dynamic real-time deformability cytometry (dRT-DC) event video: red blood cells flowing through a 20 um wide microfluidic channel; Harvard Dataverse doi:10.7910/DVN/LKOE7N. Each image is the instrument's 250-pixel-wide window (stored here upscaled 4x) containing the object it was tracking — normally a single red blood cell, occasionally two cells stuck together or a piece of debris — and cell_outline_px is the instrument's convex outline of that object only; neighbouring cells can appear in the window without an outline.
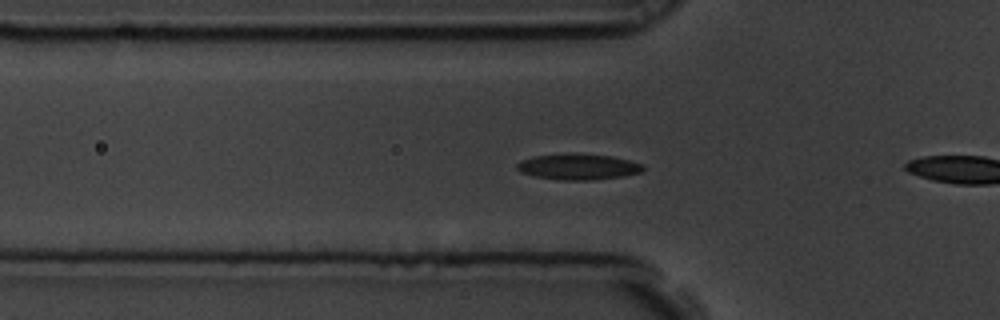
{"species": "common noctule bat (a hibernating species)", "species_latin": "Nyctalus noctula", "temperature_condition": "room temperature", "stored_images_in_passage": 52, "camera_frame_rate_fps": 3000, "um_per_image_px": 0.085, "animal": {"sex": "male", "body_mass_g": 19.5, "forearm_length_mm": 54.6}, "frame": {"image": 1, "passage_image": 13, "time_ms": 4.0, "image_size_px": [1000, 320], "cell_outline_px": [[644, 168], [640, 172], [624, 176], [592, 180], [560, 180], [532, 176], [520, 172], [516, 168], [516, 164], [520, 160], [532, 156], [572, 152], [576, 152], [612, 156], [644, 164]], "centroid_in_image_um": [49.1, 14.16], "position_along_channel_um": 76.7, "area_um2": 19.48}}
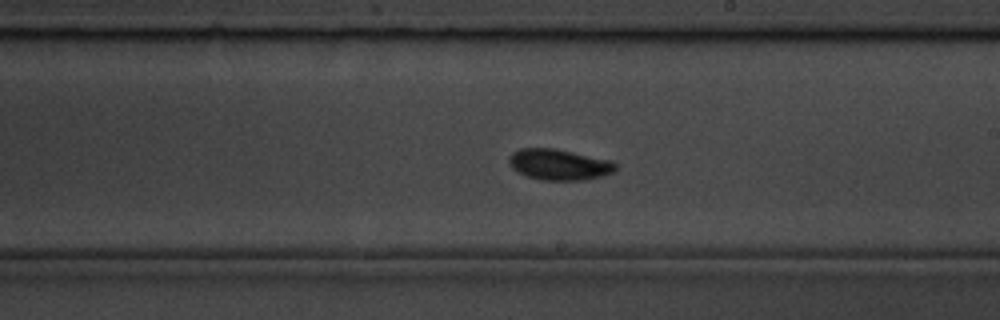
{"frame": {"image": 2, "passage_image": 27, "time_ms": 8.667, "image_size_px": [1000, 320], "cell_outline_px": [[616, 172], [604, 176], [584, 180], [540, 180], [528, 176], [512, 168], [508, 164], [508, 156], [512, 152], [520, 148], [552, 148], [612, 160], [616, 164]], "centroid_in_image_um": [47.53, 13.99], "position_along_channel_um": 241.5, "area_um2": 19.36}}
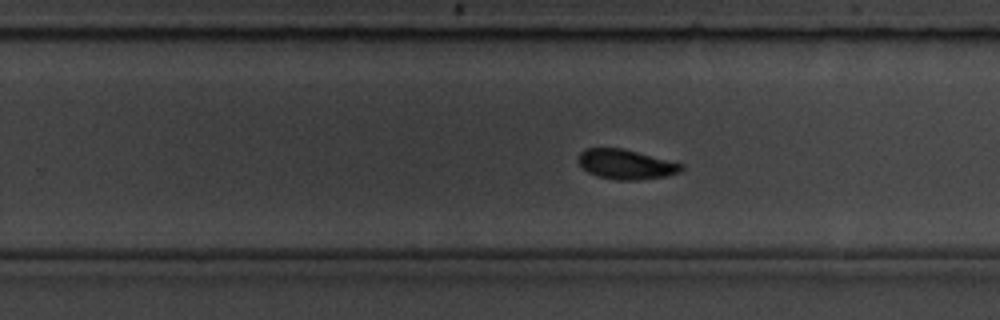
{"frame": {"image": 3, "passage_image": 30, "time_ms": 9.667, "image_size_px": [1000, 320], "cell_outline_px": [[684, 168], [680, 172], [668, 176], [636, 180], [616, 180], [596, 176], [588, 172], [580, 164], [580, 152], [584, 148], [620, 148], [684, 164]], "centroid_in_image_um": [53.23, 13.98], "position_along_channel_um": 276.6, "area_um2": 17.69}, "authors_computed_cell_mechanics": {"area_um2": 18.2937, "velocity_mm_per_s": 3.5324, "shape_relaxation_time_tau1_ms": 3.6918, "shape_relaxation_time_tau2_ms": 2.5254, "deformation_change_tau1": 0.1122, "deformation_change_tau2": 0.0758}}